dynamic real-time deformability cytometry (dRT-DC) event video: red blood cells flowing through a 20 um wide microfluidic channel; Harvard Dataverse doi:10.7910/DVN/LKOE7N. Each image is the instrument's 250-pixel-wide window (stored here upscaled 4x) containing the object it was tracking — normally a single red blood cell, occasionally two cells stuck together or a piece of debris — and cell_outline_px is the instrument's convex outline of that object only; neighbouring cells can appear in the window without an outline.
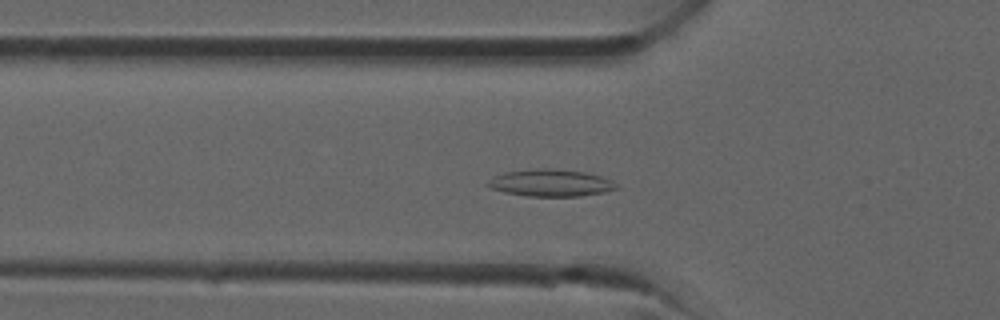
{"species": "common noctule bat (a hibernating species)", "species_latin": "Nyctalus noctula", "temperature_condition": "room temperature", "stored_images_in_passage": 26, "camera_frame_rate_fps": 3000, "um_per_image_px": 0.085, "animal": {"sex": "male", "forearm_length_mm": 52.5}, "frame": {"image": 1, "passage_image": 2, "time_ms": 0.333, "image_size_px": [1000, 320], "cell_outline_px": [[620, 188], [604, 192], [580, 196], [528, 196], [504, 192], [492, 188], [484, 184], [488, 180], [504, 172], [540, 168], [548, 168], [584, 172], [600, 176], [612, 180]], "centroid_in_image_um": [46.81, 15.55], "position_along_channel_um": 79.0, "area_um2": 20.17}}
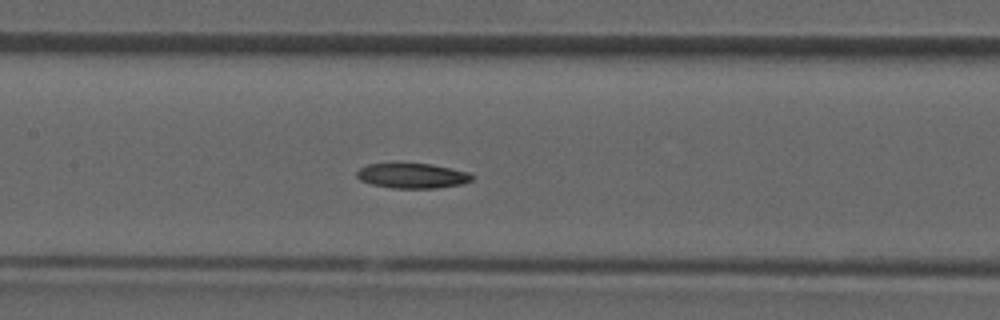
{"frame": {"image": 2, "passage_image": 7, "time_ms": 2.0, "image_size_px": [1000, 320], "cell_outline_px": [[472, 180], [460, 184], [436, 188], [392, 188], [372, 184], [360, 180], [356, 176], [356, 172], [360, 168], [368, 164], [396, 160], [400, 160], [432, 164], [468, 172], [472, 176]], "centroid_in_image_um": [34.96, 14.88], "position_along_channel_um": 172.4, "area_um2": 17.51}}
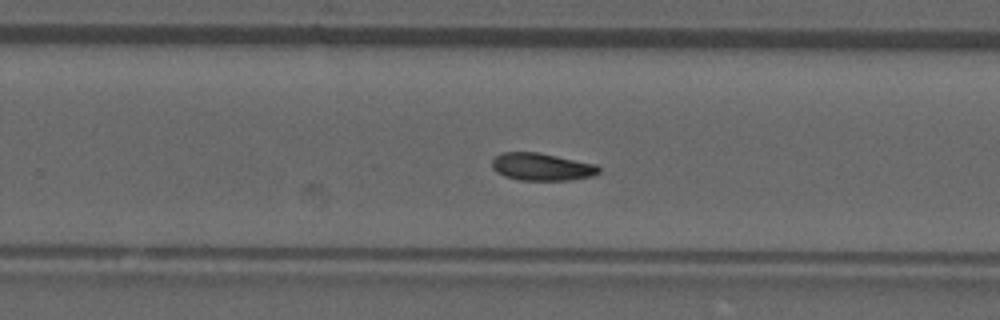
{"frame": {"image": 3, "passage_image": 13, "time_ms": 4.0, "image_size_px": [1000, 320], "cell_outline_px": [[600, 172], [596, 176], [572, 180], [520, 180], [504, 176], [496, 172], [492, 168], [492, 160], [500, 152], [536, 152], [596, 164], [600, 168]], "centroid_in_image_um": [46.06, 14.19], "position_along_channel_um": 283.7, "area_um2": 17.22}}